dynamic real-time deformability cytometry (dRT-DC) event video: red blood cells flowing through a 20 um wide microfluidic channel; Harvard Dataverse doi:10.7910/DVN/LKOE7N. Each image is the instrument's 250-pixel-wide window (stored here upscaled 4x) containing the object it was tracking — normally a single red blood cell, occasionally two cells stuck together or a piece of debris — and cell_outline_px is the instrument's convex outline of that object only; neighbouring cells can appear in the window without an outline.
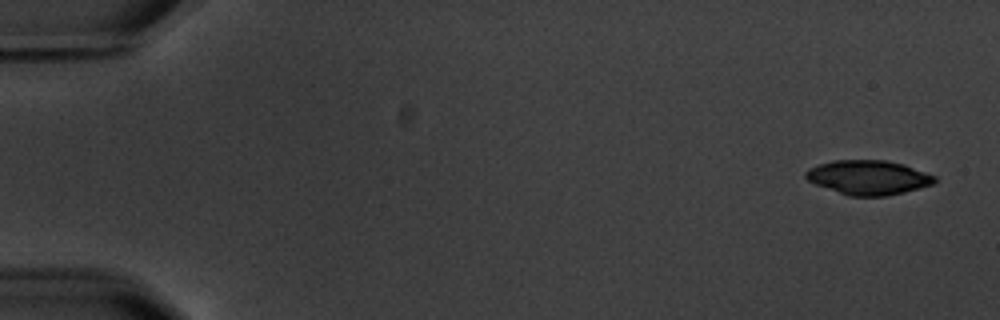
{"species": "common noctule bat (a hibernating species)", "species_latin": "Nyctalus noctula", "temperature_condition": "warm", "stored_images_in_passage": 5, "camera_frame_rate_fps": 3000, "um_per_image_px": 0.085, "animal": {"sex": "male", "body_mass_g": 20.1, "forearm_length_mm": 53.5}, "frame": {"image": 1, "passage_image": 1, "time_ms": 0.0, "image_size_px": [1000, 320], "cell_outline_px": [[936, 180], [932, 184], [904, 192], [888, 196], [848, 196], [816, 184], [808, 180], [804, 176], [804, 172], [808, 168], [832, 160], [884, 160], [904, 164], [936, 176]], "centroid_in_image_um": [73.79, 15.08], "position_along_channel_um": 11.2, "area_um2": 25.78}}
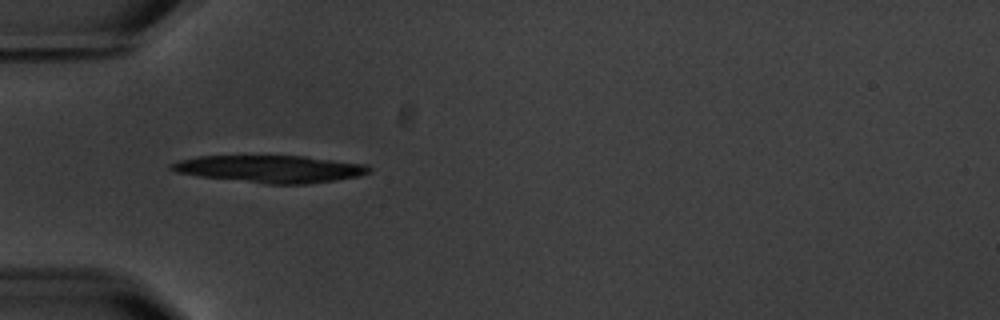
{"frame": {"image": 2, "passage_image": 5, "time_ms": 5.333, "image_size_px": [1000, 320], "cell_outline_px": [[372, 172], [360, 176], [336, 180], [308, 184], [268, 184], [200, 176], [176, 172], [168, 168], [168, 164], [180, 160], [196, 156], [304, 156], [368, 164], [372, 168]], "centroid_in_image_um": [23.02, 14.35], "position_along_channel_um": 62.0, "area_um2": 31.56}}